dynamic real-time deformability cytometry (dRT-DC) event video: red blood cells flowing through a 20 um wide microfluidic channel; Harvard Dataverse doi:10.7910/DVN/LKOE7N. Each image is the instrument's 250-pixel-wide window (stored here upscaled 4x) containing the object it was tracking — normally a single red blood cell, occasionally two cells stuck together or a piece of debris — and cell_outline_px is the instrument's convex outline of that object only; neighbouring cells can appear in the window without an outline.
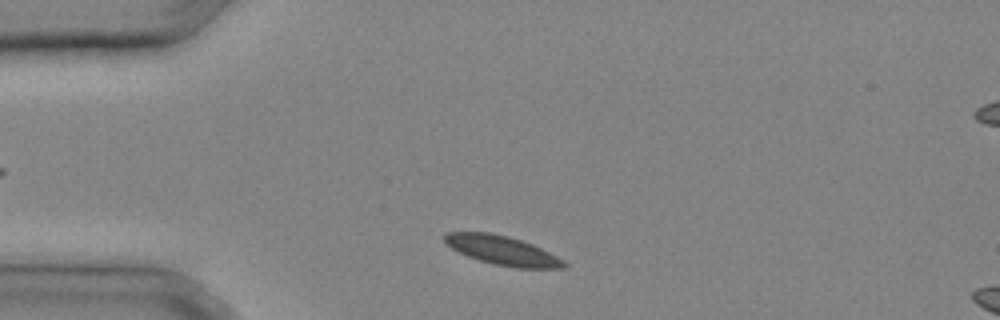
{"species": "common noctule bat (a hibernating species)", "species_latin": "Nyctalus noctula", "temperature_condition": "cold", "stored_images_in_passage": 26, "camera_frame_rate_fps": 3000, "um_per_image_px": 0.085, "animal": {"sex": "male", "body_mass_g": 20.4}, "frame": {"image": 1, "passage_image": 2, "time_ms": 0.333, "image_size_px": [1000, 320], "cell_outline_px": [[568, 268], [516, 268], [496, 264], [480, 260], [468, 256], [452, 248], [444, 240], [444, 236], [448, 232], [488, 232], [508, 236], [532, 244], [564, 260], [568, 264]], "centroid_in_image_um": [42.74, 21.29], "position_along_channel_um": 42.3, "area_um2": 19.94}}
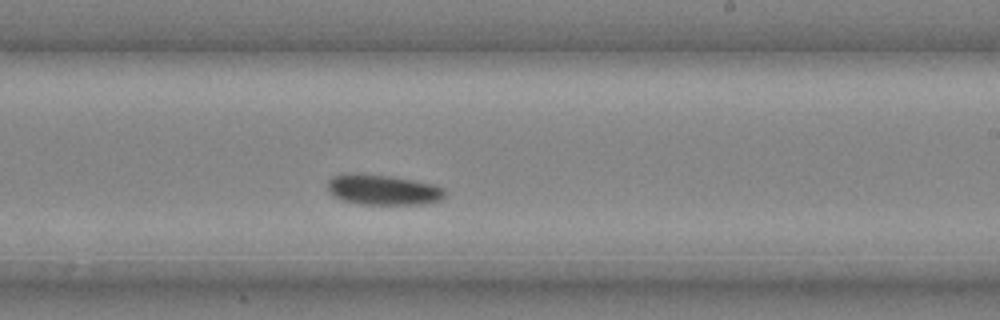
{"frame": {"image": 2, "passage_image": 14, "time_ms": 4.333, "image_size_px": [1000, 320], "cell_outline_px": [[444, 196], [440, 200], [424, 204], [360, 204], [340, 200], [332, 196], [328, 188], [328, 180], [332, 176], [388, 176], [436, 184], [444, 188]], "centroid_in_image_um": [32.61, 16.18], "position_along_channel_um": 256.4, "area_um2": 20.06}}
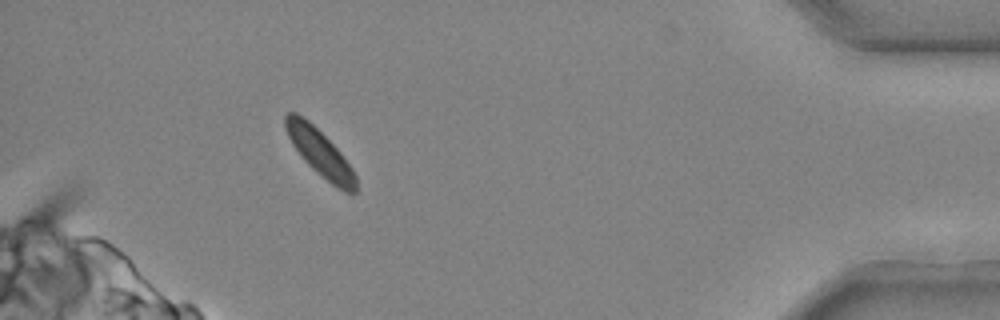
{"frame": {"image": 3, "passage_image": 24, "time_ms": 7.667, "image_size_px": [1000, 320], "cell_outline_px": [[356, 192], [352, 196], [336, 188], [320, 176], [300, 156], [292, 144], [284, 128], [284, 116], [288, 112], [296, 112], [308, 120], [340, 152], [352, 168], [356, 176]], "centroid_in_image_um": [27.19, 13.02], "position_along_channel_um": 408.0, "area_um2": 19.25}}